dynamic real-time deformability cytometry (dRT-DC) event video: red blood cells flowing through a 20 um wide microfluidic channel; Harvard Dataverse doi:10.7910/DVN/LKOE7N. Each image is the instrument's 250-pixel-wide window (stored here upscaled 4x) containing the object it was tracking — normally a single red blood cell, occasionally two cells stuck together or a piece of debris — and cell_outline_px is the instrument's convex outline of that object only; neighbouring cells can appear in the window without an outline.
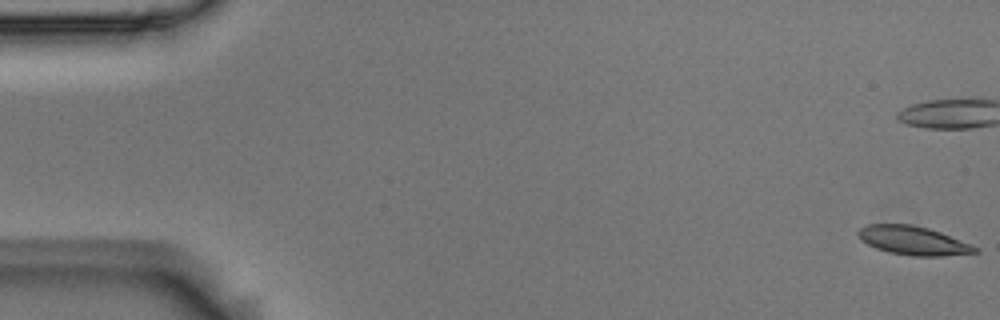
{"species": "Egyptian fruit bat (a non-hibernating species)", "species_latin": "Rousettus aegyptiacus", "temperature_condition": "room temperature", "stored_images_in_passage": 56, "camera_frame_rate_fps": 3000, "um_per_image_px": 0.085, "animal": {"sex": "male"}, "frame": {"image": 1, "passage_image": 1, "time_ms": 0.0, "image_size_px": [1000, 320], "cell_outline_px": [[980, 252], [940, 256], [912, 256], [888, 252], [876, 248], [860, 240], [856, 232], [860, 228], [868, 224], [912, 224], [928, 228], [940, 232], [972, 244], [980, 248]], "centroid_in_image_um": [77.63, 20.45], "position_along_channel_um": 7.4, "area_um2": 19.71}, "authors_computed_cell_mechanics": {"area_um2": 20.2589, "velocity_mm_per_s": 3.6908, "shape_relaxation_time_tau1_ms": 4.7526, "shape_relaxation_time_tau2_ms": 2.6667, "deformation_change_tau1": 0.1415, "deformation_change_tau2": 0.0954}}